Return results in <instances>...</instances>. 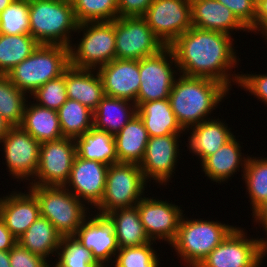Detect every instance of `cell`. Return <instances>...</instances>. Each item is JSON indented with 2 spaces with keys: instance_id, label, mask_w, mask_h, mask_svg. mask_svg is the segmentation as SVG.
Listing matches in <instances>:
<instances>
[{
  "instance_id": "cell-1",
  "label": "cell",
  "mask_w": 267,
  "mask_h": 267,
  "mask_svg": "<svg viewBox=\"0 0 267 267\" xmlns=\"http://www.w3.org/2000/svg\"><path fill=\"white\" fill-rule=\"evenodd\" d=\"M232 37L223 32L192 26L169 46L179 73L214 79L231 90V83L238 84L240 78L239 73L231 72L239 65L240 59L236 56Z\"/></svg>"
},
{
  "instance_id": "cell-2",
  "label": "cell",
  "mask_w": 267,
  "mask_h": 267,
  "mask_svg": "<svg viewBox=\"0 0 267 267\" xmlns=\"http://www.w3.org/2000/svg\"><path fill=\"white\" fill-rule=\"evenodd\" d=\"M228 93L229 89L214 79L180 74L168 99L178 123L186 131L209 120V114L216 110Z\"/></svg>"
},
{
  "instance_id": "cell-3",
  "label": "cell",
  "mask_w": 267,
  "mask_h": 267,
  "mask_svg": "<svg viewBox=\"0 0 267 267\" xmlns=\"http://www.w3.org/2000/svg\"><path fill=\"white\" fill-rule=\"evenodd\" d=\"M29 19L39 44L69 47L78 26L71 0H29Z\"/></svg>"
},
{
  "instance_id": "cell-4",
  "label": "cell",
  "mask_w": 267,
  "mask_h": 267,
  "mask_svg": "<svg viewBox=\"0 0 267 267\" xmlns=\"http://www.w3.org/2000/svg\"><path fill=\"white\" fill-rule=\"evenodd\" d=\"M69 66V47L39 44L29 57L17 64L6 76L18 89L31 97L49 80L61 76Z\"/></svg>"
},
{
  "instance_id": "cell-5",
  "label": "cell",
  "mask_w": 267,
  "mask_h": 267,
  "mask_svg": "<svg viewBox=\"0 0 267 267\" xmlns=\"http://www.w3.org/2000/svg\"><path fill=\"white\" fill-rule=\"evenodd\" d=\"M183 215L178 233L170 245L187 267H197L200 262L217 247L236 226L210 221L191 219Z\"/></svg>"
},
{
  "instance_id": "cell-6",
  "label": "cell",
  "mask_w": 267,
  "mask_h": 267,
  "mask_svg": "<svg viewBox=\"0 0 267 267\" xmlns=\"http://www.w3.org/2000/svg\"><path fill=\"white\" fill-rule=\"evenodd\" d=\"M28 188L38 201L40 216L48 219L62 237L74 236L90 212L89 206L64 186L29 185Z\"/></svg>"
},
{
  "instance_id": "cell-7",
  "label": "cell",
  "mask_w": 267,
  "mask_h": 267,
  "mask_svg": "<svg viewBox=\"0 0 267 267\" xmlns=\"http://www.w3.org/2000/svg\"><path fill=\"white\" fill-rule=\"evenodd\" d=\"M77 32L83 37L69 46L70 66L97 70L116 59L114 20L81 23Z\"/></svg>"
},
{
  "instance_id": "cell-8",
  "label": "cell",
  "mask_w": 267,
  "mask_h": 267,
  "mask_svg": "<svg viewBox=\"0 0 267 267\" xmlns=\"http://www.w3.org/2000/svg\"><path fill=\"white\" fill-rule=\"evenodd\" d=\"M147 181L138 164L114 163L108 167L105 191L95 207L96 214L106 215L118 208L135 207L145 194Z\"/></svg>"
},
{
  "instance_id": "cell-9",
  "label": "cell",
  "mask_w": 267,
  "mask_h": 267,
  "mask_svg": "<svg viewBox=\"0 0 267 267\" xmlns=\"http://www.w3.org/2000/svg\"><path fill=\"white\" fill-rule=\"evenodd\" d=\"M244 231L236 227L197 267H260L267 257L265 238L248 239Z\"/></svg>"
},
{
  "instance_id": "cell-10",
  "label": "cell",
  "mask_w": 267,
  "mask_h": 267,
  "mask_svg": "<svg viewBox=\"0 0 267 267\" xmlns=\"http://www.w3.org/2000/svg\"><path fill=\"white\" fill-rule=\"evenodd\" d=\"M178 70L175 56L169 46H165L155 55L140 59L141 83L135 102L136 106L139 107L142 103L149 101L169 98L177 78L175 76L180 74L177 73Z\"/></svg>"
},
{
  "instance_id": "cell-11",
  "label": "cell",
  "mask_w": 267,
  "mask_h": 267,
  "mask_svg": "<svg viewBox=\"0 0 267 267\" xmlns=\"http://www.w3.org/2000/svg\"><path fill=\"white\" fill-rule=\"evenodd\" d=\"M114 27L116 59L139 61L165 47L143 17H118Z\"/></svg>"
},
{
  "instance_id": "cell-12",
  "label": "cell",
  "mask_w": 267,
  "mask_h": 267,
  "mask_svg": "<svg viewBox=\"0 0 267 267\" xmlns=\"http://www.w3.org/2000/svg\"><path fill=\"white\" fill-rule=\"evenodd\" d=\"M143 18L164 46L192 27L190 0H153Z\"/></svg>"
},
{
  "instance_id": "cell-13",
  "label": "cell",
  "mask_w": 267,
  "mask_h": 267,
  "mask_svg": "<svg viewBox=\"0 0 267 267\" xmlns=\"http://www.w3.org/2000/svg\"><path fill=\"white\" fill-rule=\"evenodd\" d=\"M76 155V144L73 138L63 137L41 143L35 179L29 184L64 186L70 177Z\"/></svg>"
},
{
  "instance_id": "cell-14",
  "label": "cell",
  "mask_w": 267,
  "mask_h": 267,
  "mask_svg": "<svg viewBox=\"0 0 267 267\" xmlns=\"http://www.w3.org/2000/svg\"><path fill=\"white\" fill-rule=\"evenodd\" d=\"M2 143L9 174L17 181H32L38 168L41 143L20 126L12 127Z\"/></svg>"
},
{
  "instance_id": "cell-15",
  "label": "cell",
  "mask_w": 267,
  "mask_h": 267,
  "mask_svg": "<svg viewBox=\"0 0 267 267\" xmlns=\"http://www.w3.org/2000/svg\"><path fill=\"white\" fill-rule=\"evenodd\" d=\"M136 207L150 241L155 244L156 240L162 239L171 245L177 236L184 210L172 202L145 197V195Z\"/></svg>"
},
{
  "instance_id": "cell-16",
  "label": "cell",
  "mask_w": 267,
  "mask_h": 267,
  "mask_svg": "<svg viewBox=\"0 0 267 267\" xmlns=\"http://www.w3.org/2000/svg\"><path fill=\"white\" fill-rule=\"evenodd\" d=\"M180 136L181 134H169L149 137L144 158L139 165L147 182L154 180L159 185H167L174 176L181 150Z\"/></svg>"
},
{
  "instance_id": "cell-17",
  "label": "cell",
  "mask_w": 267,
  "mask_h": 267,
  "mask_svg": "<svg viewBox=\"0 0 267 267\" xmlns=\"http://www.w3.org/2000/svg\"><path fill=\"white\" fill-rule=\"evenodd\" d=\"M90 212L77 229L75 238L92 253V257L101 267L112 260L119 250L114 225L106 215L95 214L91 218Z\"/></svg>"
},
{
  "instance_id": "cell-18",
  "label": "cell",
  "mask_w": 267,
  "mask_h": 267,
  "mask_svg": "<svg viewBox=\"0 0 267 267\" xmlns=\"http://www.w3.org/2000/svg\"><path fill=\"white\" fill-rule=\"evenodd\" d=\"M108 167L102 162L82 159L76 155L64 187L85 205L87 202V205L95 208L104 195Z\"/></svg>"
},
{
  "instance_id": "cell-19",
  "label": "cell",
  "mask_w": 267,
  "mask_h": 267,
  "mask_svg": "<svg viewBox=\"0 0 267 267\" xmlns=\"http://www.w3.org/2000/svg\"><path fill=\"white\" fill-rule=\"evenodd\" d=\"M97 72L105 96L136 102L141 83L138 60L114 59Z\"/></svg>"
},
{
  "instance_id": "cell-20",
  "label": "cell",
  "mask_w": 267,
  "mask_h": 267,
  "mask_svg": "<svg viewBox=\"0 0 267 267\" xmlns=\"http://www.w3.org/2000/svg\"><path fill=\"white\" fill-rule=\"evenodd\" d=\"M39 216L38 201L30 191H12L5 197H0V218L16 239L23 235Z\"/></svg>"
},
{
  "instance_id": "cell-21",
  "label": "cell",
  "mask_w": 267,
  "mask_h": 267,
  "mask_svg": "<svg viewBox=\"0 0 267 267\" xmlns=\"http://www.w3.org/2000/svg\"><path fill=\"white\" fill-rule=\"evenodd\" d=\"M192 26L202 30L226 33L249 30L237 19L233 12L217 0H190Z\"/></svg>"
},
{
  "instance_id": "cell-22",
  "label": "cell",
  "mask_w": 267,
  "mask_h": 267,
  "mask_svg": "<svg viewBox=\"0 0 267 267\" xmlns=\"http://www.w3.org/2000/svg\"><path fill=\"white\" fill-rule=\"evenodd\" d=\"M222 119H213L202 121L200 124L191 126L186 131L189 132L187 147L190 153L199 157L202 162L206 157L217 152L234 135L224 124Z\"/></svg>"
},
{
  "instance_id": "cell-23",
  "label": "cell",
  "mask_w": 267,
  "mask_h": 267,
  "mask_svg": "<svg viewBox=\"0 0 267 267\" xmlns=\"http://www.w3.org/2000/svg\"><path fill=\"white\" fill-rule=\"evenodd\" d=\"M239 143L234 135L217 152L201 162L202 170L209 180L219 184L224 183L234 176L235 172H239L240 166L241 172H244L249 156L244 157Z\"/></svg>"
},
{
  "instance_id": "cell-24",
  "label": "cell",
  "mask_w": 267,
  "mask_h": 267,
  "mask_svg": "<svg viewBox=\"0 0 267 267\" xmlns=\"http://www.w3.org/2000/svg\"><path fill=\"white\" fill-rule=\"evenodd\" d=\"M67 98L76 100L94 111L105 96L97 70L69 66L65 70Z\"/></svg>"
},
{
  "instance_id": "cell-25",
  "label": "cell",
  "mask_w": 267,
  "mask_h": 267,
  "mask_svg": "<svg viewBox=\"0 0 267 267\" xmlns=\"http://www.w3.org/2000/svg\"><path fill=\"white\" fill-rule=\"evenodd\" d=\"M32 102H26L20 127L39 143L63 138L57 110Z\"/></svg>"
},
{
  "instance_id": "cell-26",
  "label": "cell",
  "mask_w": 267,
  "mask_h": 267,
  "mask_svg": "<svg viewBox=\"0 0 267 267\" xmlns=\"http://www.w3.org/2000/svg\"><path fill=\"white\" fill-rule=\"evenodd\" d=\"M137 115L142 120L149 137L185 134L171 109L168 98L142 103L137 107Z\"/></svg>"
},
{
  "instance_id": "cell-27",
  "label": "cell",
  "mask_w": 267,
  "mask_h": 267,
  "mask_svg": "<svg viewBox=\"0 0 267 267\" xmlns=\"http://www.w3.org/2000/svg\"><path fill=\"white\" fill-rule=\"evenodd\" d=\"M114 140L118 162L140 165L149 135L137 114L114 135Z\"/></svg>"
},
{
  "instance_id": "cell-28",
  "label": "cell",
  "mask_w": 267,
  "mask_h": 267,
  "mask_svg": "<svg viewBox=\"0 0 267 267\" xmlns=\"http://www.w3.org/2000/svg\"><path fill=\"white\" fill-rule=\"evenodd\" d=\"M136 114L137 106L134 102L127 99L104 96L93 111V127L115 135Z\"/></svg>"
},
{
  "instance_id": "cell-29",
  "label": "cell",
  "mask_w": 267,
  "mask_h": 267,
  "mask_svg": "<svg viewBox=\"0 0 267 267\" xmlns=\"http://www.w3.org/2000/svg\"><path fill=\"white\" fill-rule=\"evenodd\" d=\"M114 225L119 249L125 247H140L150 243L141 223L138 208H118L106 214Z\"/></svg>"
},
{
  "instance_id": "cell-30",
  "label": "cell",
  "mask_w": 267,
  "mask_h": 267,
  "mask_svg": "<svg viewBox=\"0 0 267 267\" xmlns=\"http://www.w3.org/2000/svg\"><path fill=\"white\" fill-rule=\"evenodd\" d=\"M61 241L62 235L53 224L48 219L39 216L27 231L18 238L17 243L31 253L47 259L49 256H57Z\"/></svg>"
},
{
  "instance_id": "cell-31",
  "label": "cell",
  "mask_w": 267,
  "mask_h": 267,
  "mask_svg": "<svg viewBox=\"0 0 267 267\" xmlns=\"http://www.w3.org/2000/svg\"><path fill=\"white\" fill-rule=\"evenodd\" d=\"M74 140L76 154L82 159L99 161L108 166L118 163L114 135L92 127Z\"/></svg>"
},
{
  "instance_id": "cell-32",
  "label": "cell",
  "mask_w": 267,
  "mask_h": 267,
  "mask_svg": "<svg viewBox=\"0 0 267 267\" xmlns=\"http://www.w3.org/2000/svg\"><path fill=\"white\" fill-rule=\"evenodd\" d=\"M39 46L30 34L0 33V75H7L17 64L29 57Z\"/></svg>"
},
{
  "instance_id": "cell-33",
  "label": "cell",
  "mask_w": 267,
  "mask_h": 267,
  "mask_svg": "<svg viewBox=\"0 0 267 267\" xmlns=\"http://www.w3.org/2000/svg\"><path fill=\"white\" fill-rule=\"evenodd\" d=\"M57 112L63 137L75 139L93 127V111L76 100L67 99Z\"/></svg>"
},
{
  "instance_id": "cell-34",
  "label": "cell",
  "mask_w": 267,
  "mask_h": 267,
  "mask_svg": "<svg viewBox=\"0 0 267 267\" xmlns=\"http://www.w3.org/2000/svg\"><path fill=\"white\" fill-rule=\"evenodd\" d=\"M241 176L245 181L250 209L253 212L267 200V157L249 156Z\"/></svg>"
},
{
  "instance_id": "cell-35",
  "label": "cell",
  "mask_w": 267,
  "mask_h": 267,
  "mask_svg": "<svg viewBox=\"0 0 267 267\" xmlns=\"http://www.w3.org/2000/svg\"><path fill=\"white\" fill-rule=\"evenodd\" d=\"M27 96L6 75H0V115L13 127L23 121Z\"/></svg>"
},
{
  "instance_id": "cell-36",
  "label": "cell",
  "mask_w": 267,
  "mask_h": 267,
  "mask_svg": "<svg viewBox=\"0 0 267 267\" xmlns=\"http://www.w3.org/2000/svg\"><path fill=\"white\" fill-rule=\"evenodd\" d=\"M78 24L113 21L119 17L117 0H71Z\"/></svg>"
},
{
  "instance_id": "cell-37",
  "label": "cell",
  "mask_w": 267,
  "mask_h": 267,
  "mask_svg": "<svg viewBox=\"0 0 267 267\" xmlns=\"http://www.w3.org/2000/svg\"><path fill=\"white\" fill-rule=\"evenodd\" d=\"M55 265L57 267H101L74 236L62 237Z\"/></svg>"
},
{
  "instance_id": "cell-38",
  "label": "cell",
  "mask_w": 267,
  "mask_h": 267,
  "mask_svg": "<svg viewBox=\"0 0 267 267\" xmlns=\"http://www.w3.org/2000/svg\"><path fill=\"white\" fill-rule=\"evenodd\" d=\"M0 33L30 34L29 0H15L0 13Z\"/></svg>"
},
{
  "instance_id": "cell-39",
  "label": "cell",
  "mask_w": 267,
  "mask_h": 267,
  "mask_svg": "<svg viewBox=\"0 0 267 267\" xmlns=\"http://www.w3.org/2000/svg\"><path fill=\"white\" fill-rule=\"evenodd\" d=\"M153 241L140 247H125L117 251L114 267H159L157 251ZM154 249V250H153Z\"/></svg>"
},
{
  "instance_id": "cell-40",
  "label": "cell",
  "mask_w": 267,
  "mask_h": 267,
  "mask_svg": "<svg viewBox=\"0 0 267 267\" xmlns=\"http://www.w3.org/2000/svg\"><path fill=\"white\" fill-rule=\"evenodd\" d=\"M31 96L36 104L43 107L58 110L67 101L65 84V71L58 78L49 80L38 88Z\"/></svg>"
},
{
  "instance_id": "cell-41",
  "label": "cell",
  "mask_w": 267,
  "mask_h": 267,
  "mask_svg": "<svg viewBox=\"0 0 267 267\" xmlns=\"http://www.w3.org/2000/svg\"><path fill=\"white\" fill-rule=\"evenodd\" d=\"M228 7L237 19L254 33L255 5L253 0H217Z\"/></svg>"
},
{
  "instance_id": "cell-42",
  "label": "cell",
  "mask_w": 267,
  "mask_h": 267,
  "mask_svg": "<svg viewBox=\"0 0 267 267\" xmlns=\"http://www.w3.org/2000/svg\"><path fill=\"white\" fill-rule=\"evenodd\" d=\"M9 259L11 267H48L50 264L49 259L31 253L19 243L9 250Z\"/></svg>"
},
{
  "instance_id": "cell-43",
  "label": "cell",
  "mask_w": 267,
  "mask_h": 267,
  "mask_svg": "<svg viewBox=\"0 0 267 267\" xmlns=\"http://www.w3.org/2000/svg\"><path fill=\"white\" fill-rule=\"evenodd\" d=\"M238 86L248 91L254 98L267 104V73L266 74H240ZM267 106V105H266Z\"/></svg>"
},
{
  "instance_id": "cell-44",
  "label": "cell",
  "mask_w": 267,
  "mask_h": 267,
  "mask_svg": "<svg viewBox=\"0 0 267 267\" xmlns=\"http://www.w3.org/2000/svg\"><path fill=\"white\" fill-rule=\"evenodd\" d=\"M119 17H143L153 0H117Z\"/></svg>"
},
{
  "instance_id": "cell-45",
  "label": "cell",
  "mask_w": 267,
  "mask_h": 267,
  "mask_svg": "<svg viewBox=\"0 0 267 267\" xmlns=\"http://www.w3.org/2000/svg\"><path fill=\"white\" fill-rule=\"evenodd\" d=\"M267 25V0H259L255 5L254 32H259Z\"/></svg>"
},
{
  "instance_id": "cell-46",
  "label": "cell",
  "mask_w": 267,
  "mask_h": 267,
  "mask_svg": "<svg viewBox=\"0 0 267 267\" xmlns=\"http://www.w3.org/2000/svg\"><path fill=\"white\" fill-rule=\"evenodd\" d=\"M17 240L0 218V251H9L17 244Z\"/></svg>"
},
{
  "instance_id": "cell-47",
  "label": "cell",
  "mask_w": 267,
  "mask_h": 267,
  "mask_svg": "<svg viewBox=\"0 0 267 267\" xmlns=\"http://www.w3.org/2000/svg\"><path fill=\"white\" fill-rule=\"evenodd\" d=\"M253 220L263 226V230L266 232L267 235V200L259 205L253 212H252ZM267 241V237L265 238Z\"/></svg>"
},
{
  "instance_id": "cell-48",
  "label": "cell",
  "mask_w": 267,
  "mask_h": 267,
  "mask_svg": "<svg viewBox=\"0 0 267 267\" xmlns=\"http://www.w3.org/2000/svg\"><path fill=\"white\" fill-rule=\"evenodd\" d=\"M13 126L0 115V141L7 135Z\"/></svg>"
},
{
  "instance_id": "cell-49",
  "label": "cell",
  "mask_w": 267,
  "mask_h": 267,
  "mask_svg": "<svg viewBox=\"0 0 267 267\" xmlns=\"http://www.w3.org/2000/svg\"><path fill=\"white\" fill-rule=\"evenodd\" d=\"M0 267H11L9 251H0Z\"/></svg>"
},
{
  "instance_id": "cell-50",
  "label": "cell",
  "mask_w": 267,
  "mask_h": 267,
  "mask_svg": "<svg viewBox=\"0 0 267 267\" xmlns=\"http://www.w3.org/2000/svg\"><path fill=\"white\" fill-rule=\"evenodd\" d=\"M15 0H0V13Z\"/></svg>"
},
{
  "instance_id": "cell-51",
  "label": "cell",
  "mask_w": 267,
  "mask_h": 267,
  "mask_svg": "<svg viewBox=\"0 0 267 267\" xmlns=\"http://www.w3.org/2000/svg\"><path fill=\"white\" fill-rule=\"evenodd\" d=\"M262 33V36H265V40L267 41V25L260 31Z\"/></svg>"
},
{
  "instance_id": "cell-52",
  "label": "cell",
  "mask_w": 267,
  "mask_h": 267,
  "mask_svg": "<svg viewBox=\"0 0 267 267\" xmlns=\"http://www.w3.org/2000/svg\"><path fill=\"white\" fill-rule=\"evenodd\" d=\"M48 267H57V266H56L55 264H54L53 266L49 264V266H48Z\"/></svg>"
}]
</instances>
